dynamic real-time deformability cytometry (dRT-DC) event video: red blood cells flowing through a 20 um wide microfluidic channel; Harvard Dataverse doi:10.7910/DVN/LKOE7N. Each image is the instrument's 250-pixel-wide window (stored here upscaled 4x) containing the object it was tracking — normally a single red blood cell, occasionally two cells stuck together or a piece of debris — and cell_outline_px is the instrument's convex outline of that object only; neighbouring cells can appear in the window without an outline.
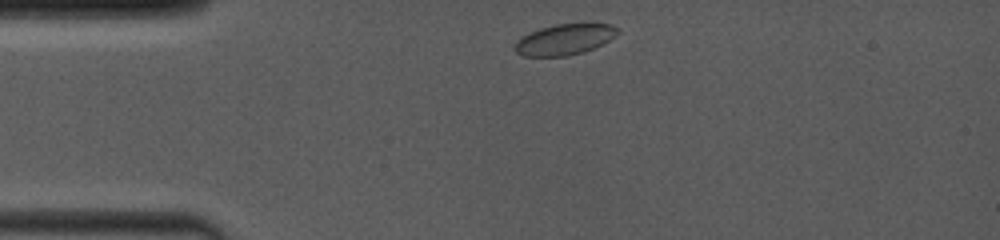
{"species": "common noctule bat (a hibernating species)", "species_latin": "Nyctalus noctula", "temperature_condition": "room temperature", "stored_images_in_passage": 16, "camera_frame_rate_fps": 4000, "um_per_image_px": 0.085, "animal": {"sex": "female", "body_mass_g": 19.0, "forearm_length_mm": 53.3}, "frame": {"image": 1, "passage_image": 1, "time_ms": 0.0, "image_size_px": [1000, 240], "cell_outline_px": [[620, 32], [616, 36], [584, 52], [568, 56], [524, 56], [516, 52], [516, 40], [540, 28], [556, 24], [612, 24], [620, 28]], "centroid_in_image_um": [48.03, 3.35], "position_along_channel_um": 37.0, "area_um2": 18.21}}
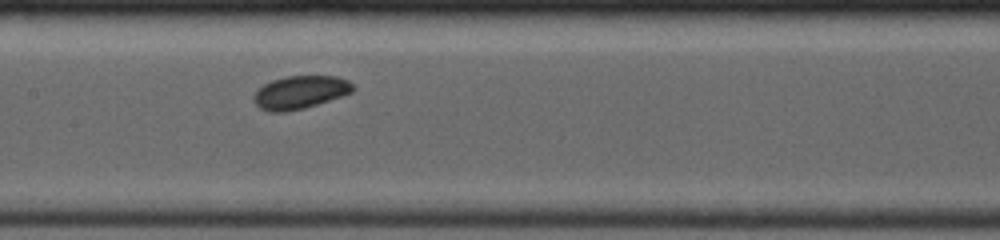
{"frame": {"image": 2, "passage_image": 10, "time_ms": 4.5, "image_size_px": [1000, 240], "cell_outline_px": [[356, 88], [352, 92], [304, 108], [284, 112], [268, 112], [260, 108], [252, 100], [252, 96], [264, 84], [272, 80], [284, 76], [336, 76], [348, 80]], "centroid_in_image_um": [25.48, 7.84], "position_along_channel_um": 181.9, "area_um2": 19.02}}
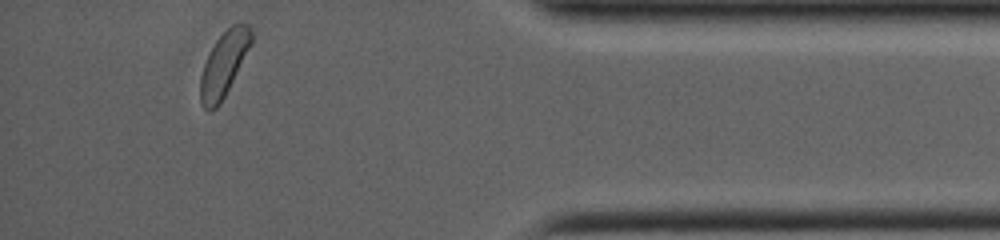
{"frame": {"image": 3, "passage_image": 16, "time_ms": 11.0, "image_size_px": [1000, 240], "cell_outline_px": [[252, 44], [220, 104], [212, 112], [208, 112], [204, 108], [200, 100], [200, 76], [204, 64], [216, 40], [232, 24], [248, 24], [252, 32]], "centroid_in_image_um": [19.02, 5.48], "position_along_channel_um": 416.2, "area_um2": 18.96}, "authors_computed_cell_mechanics": {"area_um2": 18.8717, "velocity_mm_per_s": 3.9936, "shape_relaxation_time_tau1_ms": 0.9214, "shape_relaxation_time_tau2_ms": 3.0298, "deformation_change_tau1": 0.0413, "deformation_change_tau2": 0.0576}}